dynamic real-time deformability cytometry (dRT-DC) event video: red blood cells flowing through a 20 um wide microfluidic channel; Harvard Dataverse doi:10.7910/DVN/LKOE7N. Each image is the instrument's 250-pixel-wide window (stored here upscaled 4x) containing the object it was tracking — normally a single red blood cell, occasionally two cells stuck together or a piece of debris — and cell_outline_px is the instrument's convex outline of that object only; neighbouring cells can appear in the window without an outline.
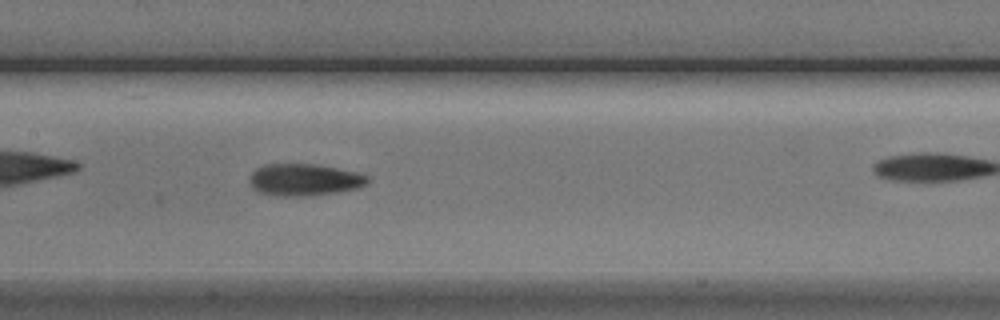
{"species": "Egyptian fruit bat (a non-hibernating species)", "species_latin": "Rousettus aegyptiacus", "temperature_condition": "cold", "stored_images_in_passage": 44, "camera_frame_rate_fps": 3000, "um_per_image_px": 0.085, "animal": {"sex": "male"}, "frame": {"image": 1, "passage_image": 26, "time_ms": 8.333, "image_size_px": [1000, 320], "cell_outline_px": [[368, 184], [360, 188], [336, 192], [304, 196], [272, 196], [256, 192], [252, 188], [248, 180], [252, 172], [256, 168], [264, 164], [316, 164], [356, 172], [368, 176]], "centroid_in_image_um": [25.82, 15.29], "position_along_channel_um": 181.6, "area_um2": 22.25}}